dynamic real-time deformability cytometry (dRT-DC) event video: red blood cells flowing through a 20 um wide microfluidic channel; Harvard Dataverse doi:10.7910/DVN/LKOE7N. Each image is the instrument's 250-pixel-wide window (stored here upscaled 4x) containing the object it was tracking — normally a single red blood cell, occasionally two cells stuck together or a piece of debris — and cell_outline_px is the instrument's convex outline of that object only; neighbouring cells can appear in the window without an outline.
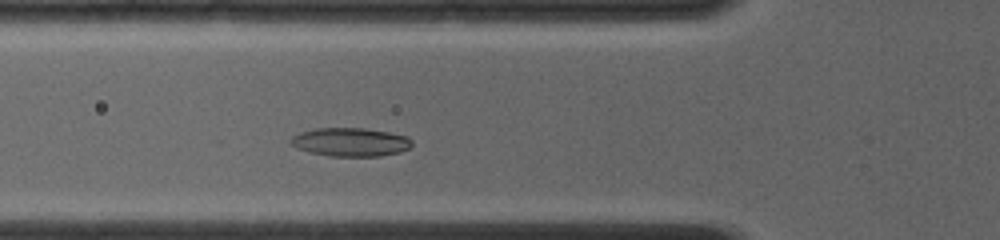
{"species": "common noctule bat (a hibernating species)", "species_latin": "Nyctalus noctula", "temperature_condition": "room temperature", "stored_images_in_passage": 53, "camera_frame_rate_fps": 4000, "um_per_image_px": 0.085, "animal": {"sex": "female", "body_mass_g": 19.0, "forearm_length_mm": 56.7}, "frame": {"image": 1, "passage_image": 14, "time_ms": 2.75, "image_size_px": [1000, 240], "cell_outline_px": [[412, 144], [408, 148], [400, 152], [380, 156], [328, 156], [308, 152], [296, 148], [288, 144], [288, 140], [292, 136], [300, 132], [316, 128], [364, 128], [388, 132], [408, 136], [412, 140]], "centroid_in_image_um": [29.74, 12.07], "position_along_channel_um": 96.1, "area_um2": 20.4}}
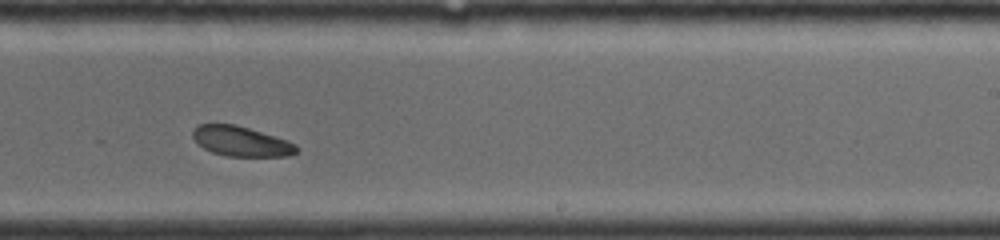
{"frame": {"image": 2, "passage_image": 34, "time_ms": 7.0, "image_size_px": [1000, 240], "cell_outline_px": [[296, 152], [288, 156], [228, 156], [212, 152], [204, 148], [192, 136], [192, 128], [200, 124], [236, 124], [288, 140], [296, 144]], "centroid_in_image_um": [20.48, 12.0], "position_along_channel_um": 268.5, "area_um2": 17.98}}
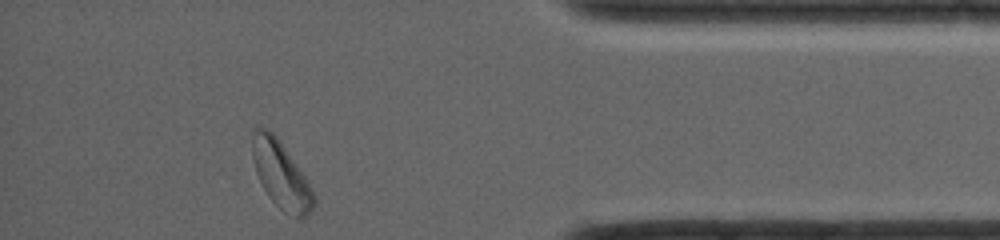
{"frame": {"image": 3, "passage_image": 52, "time_ms": 11.0, "image_size_px": [1000, 240], "cell_outline_px": [[316, 204], [312, 212], [300, 220], [280, 208], [272, 200], [260, 184], [256, 172], [252, 156], [252, 128], [260, 124], [268, 128], [280, 140], [312, 188], [316, 196]], "centroid_in_image_um": [23.88, 14.83], "position_along_channel_um": 411.3, "area_um2": 24.33}, "authors_computed_cell_mechanics": {"area_um2": 19.1318, "velocity_mm_per_s": 4.0812, "shape_relaxation_time_tau1_ms": 3.0014, "shape_relaxation_time_tau2_ms": null, "deformation_change_tau1": 0.0735, "deformation_change_tau2": null}}